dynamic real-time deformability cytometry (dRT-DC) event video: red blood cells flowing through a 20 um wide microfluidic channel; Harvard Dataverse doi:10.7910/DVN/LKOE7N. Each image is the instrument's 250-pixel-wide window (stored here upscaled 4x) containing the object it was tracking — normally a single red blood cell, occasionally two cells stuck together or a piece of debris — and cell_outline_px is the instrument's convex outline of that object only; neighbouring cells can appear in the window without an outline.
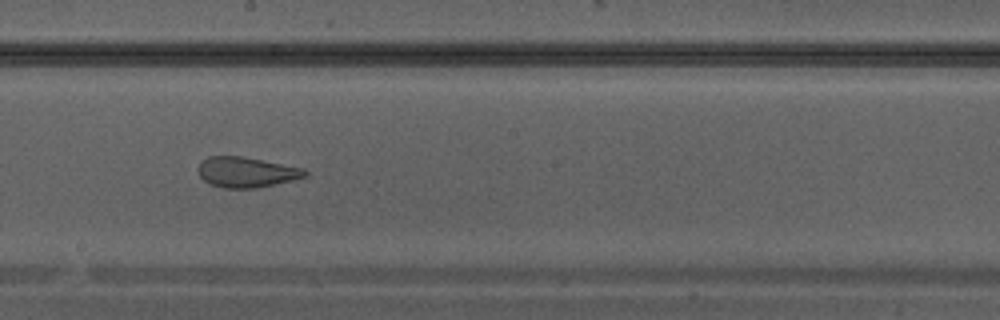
{"species": "Egyptian fruit bat (a non-hibernating species)", "species_latin": "Rousettus aegyptiacus", "temperature_condition": "warm", "stored_images_in_passage": 35, "camera_frame_rate_fps": 3000, "um_per_image_px": 0.085, "animal": {"sex": "male"}, "frame": {"image": 1, "passage_image": 20, "time_ms": 6.333, "image_size_px": [1000, 320], "cell_outline_px": [[308, 176], [292, 180], [256, 188], [224, 188], [208, 184], [200, 176], [196, 168], [208, 156], [240, 156], [304, 168], [308, 172]], "centroid_in_image_um": [20.93, 14.64], "position_along_channel_um": 227.3, "area_um2": 18.84}}